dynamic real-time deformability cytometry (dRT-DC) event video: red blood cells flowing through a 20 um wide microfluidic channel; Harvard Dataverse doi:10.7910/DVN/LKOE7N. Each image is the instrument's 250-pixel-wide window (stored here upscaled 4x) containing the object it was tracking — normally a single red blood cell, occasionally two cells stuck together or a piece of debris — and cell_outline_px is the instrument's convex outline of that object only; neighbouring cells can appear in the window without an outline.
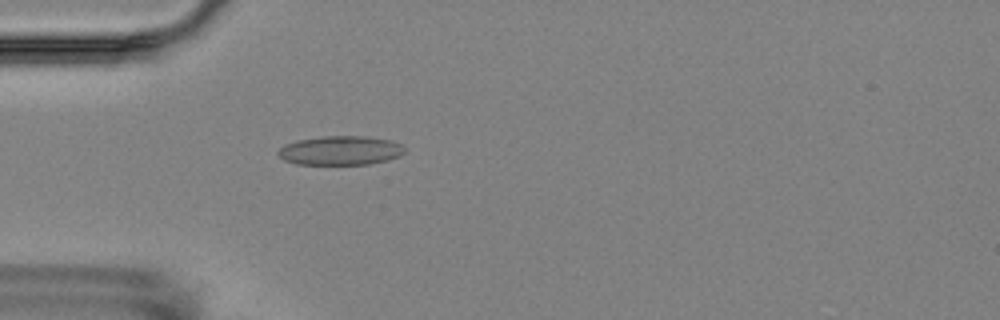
{"species": "Egyptian fruit bat (a non-hibernating species)", "species_latin": "Rousettus aegyptiacus", "temperature_condition": "room temperature", "stored_images_in_passage": 2, "camera_frame_rate_fps": 3000, "um_per_image_px": 0.085, "animal": {"sex": "female"}, "frame": {"image": 1, "passage_image": 2, "time_ms": 1.333, "image_size_px": [1000, 320], "cell_outline_px": [[404, 152], [400, 156], [388, 160], [368, 164], [296, 164], [284, 160], [276, 152], [284, 144], [296, 140], [324, 136], [364, 136], [392, 140], [400, 144], [404, 148]], "centroid_in_image_um": [28.92, 12.79], "position_along_channel_um": 56.1, "area_um2": 21.5}}